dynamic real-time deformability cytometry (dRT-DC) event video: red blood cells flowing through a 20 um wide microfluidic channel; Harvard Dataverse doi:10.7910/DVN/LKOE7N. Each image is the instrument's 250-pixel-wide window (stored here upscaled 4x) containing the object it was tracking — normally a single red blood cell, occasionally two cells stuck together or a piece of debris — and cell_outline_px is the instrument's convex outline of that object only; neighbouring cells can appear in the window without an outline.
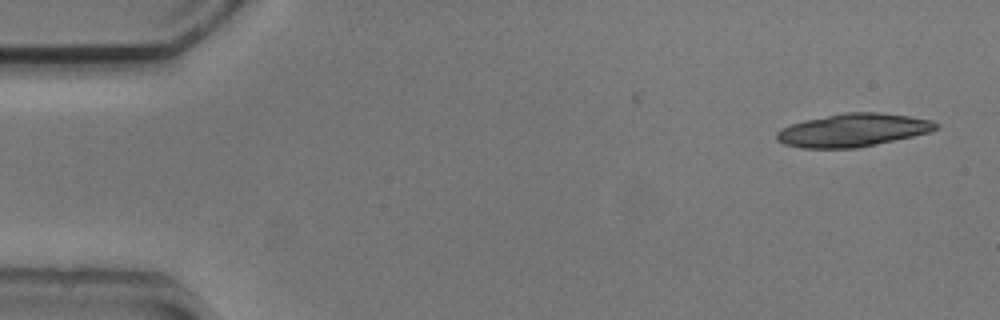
{"species": "common noctule bat (a hibernating species)", "species_latin": "Nyctalus noctula", "temperature_condition": "cold", "stored_images_in_passage": 8, "camera_frame_rate_fps": 3000, "um_per_image_px": 0.085, "animal": {"sex": "male", "body_mass_g": 20.5, "forearm_length_mm": 52.5}, "frame": {"image": 1, "passage_image": 1, "time_ms": 0.0, "image_size_px": [1000, 320], "cell_outline_px": [[940, 124], [936, 128], [928, 132], [912, 136], [876, 144], [856, 148], [800, 148], [784, 144], [776, 140], [776, 132], [780, 128], [804, 120], [844, 112], [880, 112], [908, 116], [932, 120]], "centroid_in_image_um": [72.46, 11.06], "position_along_channel_um": 12.5, "area_um2": 30.63}}